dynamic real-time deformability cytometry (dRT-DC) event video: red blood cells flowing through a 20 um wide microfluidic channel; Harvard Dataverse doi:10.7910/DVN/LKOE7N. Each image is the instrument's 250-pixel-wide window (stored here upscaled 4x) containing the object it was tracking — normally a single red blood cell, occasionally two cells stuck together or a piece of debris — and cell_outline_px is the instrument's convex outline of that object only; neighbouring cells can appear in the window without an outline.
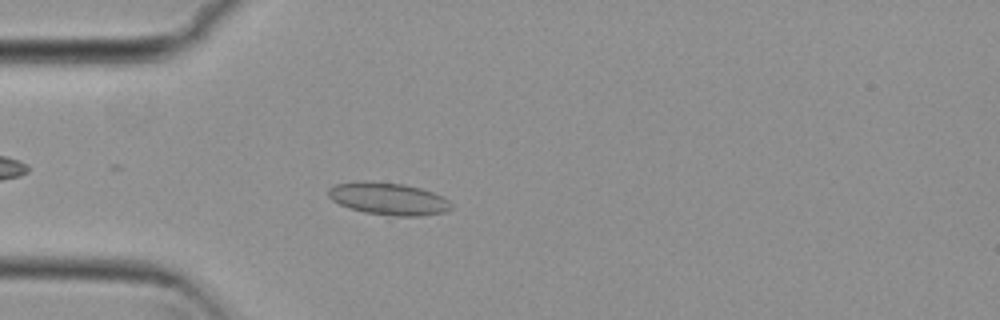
{"species": "common noctule bat (a hibernating species)", "species_latin": "Nyctalus noctula", "temperature_condition": "cold", "stored_images_in_passage": 50, "camera_frame_rate_fps": 3000, "um_per_image_px": 0.085, "animal": {"sex": "female", "body_mass_g": 29.2, "forearm_length_mm": 56.3}, "frame": {"image": 1, "passage_image": 14, "time_ms": 4.333, "image_size_px": [1000, 320], "cell_outline_px": [[452, 208], [444, 212], [420, 216], [396, 216], [364, 212], [348, 208], [332, 200], [328, 196], [328, 188], [336, 184], [404, 184], [420, 188], [444, 196], [452, 204]], "centroid_in_image_um": [33.09, 16.95], "position_along_channel_um": 51.9, "area_um2": 22.25}}
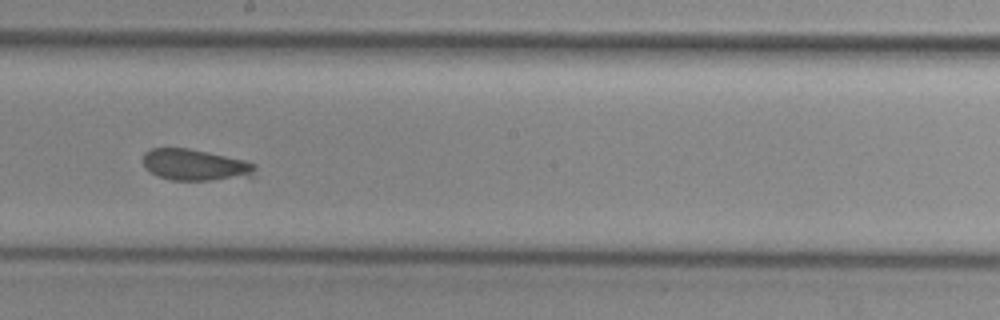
{"frame": {"image": 2, "passage_image": 29, "time_ms": 9.333, "image_size_px": [1000, 320], "cell_outline_px": [[256, 168], [252, 176], [212, 180], [172, 180], [156, 176], [144, 168], [144, 152], [152, 148], [188, 148], [244, 160], [256, 164]], "centroid_in_image_um": [16.55, 14.02], "position_along_channel_um": 231.6, "area_um2": 20.4}}
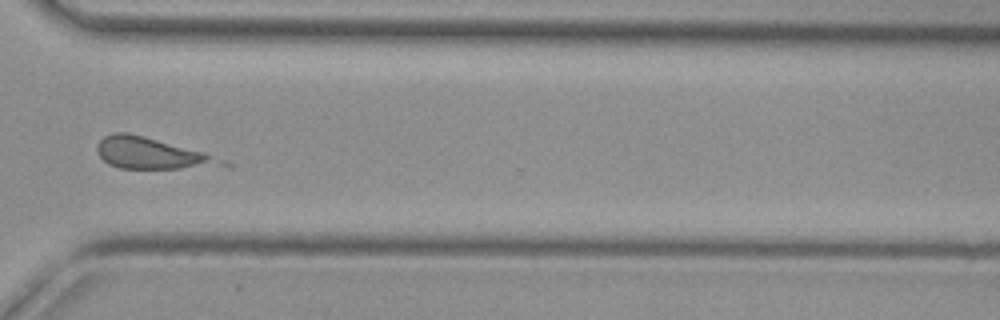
{"frame": {"image": 3, "passage_image": 39, "time_ms": 12.667, "image_size_px": [1000, 320], "cell_outline_px": [[232, 168], [120, 168], [108, 164], [100, 156], [96, 148], [100, 140], [104, 136], [112, 132], [128, 132], [204, 152], [224, 160], [232, 164]], "centroid_in_image_um": [12.98, 13.06], "position_along_channel_um": 357.6, "area_um2": 22.95}}